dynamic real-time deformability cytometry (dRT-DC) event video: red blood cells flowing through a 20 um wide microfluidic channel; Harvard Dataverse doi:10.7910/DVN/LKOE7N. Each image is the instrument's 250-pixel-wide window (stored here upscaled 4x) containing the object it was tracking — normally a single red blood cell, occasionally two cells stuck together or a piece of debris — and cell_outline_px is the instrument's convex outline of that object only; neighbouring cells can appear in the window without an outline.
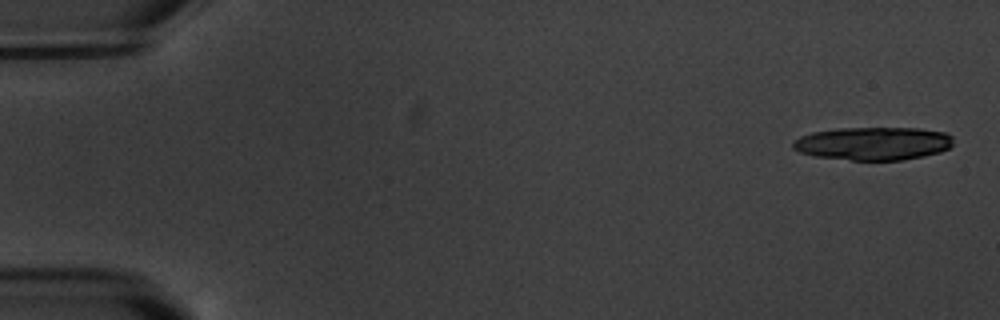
{"species": "common noctule bat (a hibernating species)", "species_latin": "Nyctalus noctula", "temperature_condition": "warm", "stored_images_in_passage": 6, "camera_frame_rate_fps": 3000, "um_per_image_px": 0.085, "animal": {"sex": "male", "body_mass_g": 20.1, "forearm_length_mm": 53.5}, "frame": {"image": 1, "passage_image": 1, "time_ms": 0.0, "image_size_px": [1000, 320], "cell_outline_px": [[952, 144], [948, 148], [940, 152], [924, 156], [904, 160], [852, 160], [812, 156], [800, 152], [792, 148], [792, 140], [800, 136], [812, 132], [836, 128], [920, 128], [944, 132], [952, 136]], "centroid_in_image_um": [74.19, 12.19], "position_along_channel_um": 10.8, "area_um2": 31.21}}
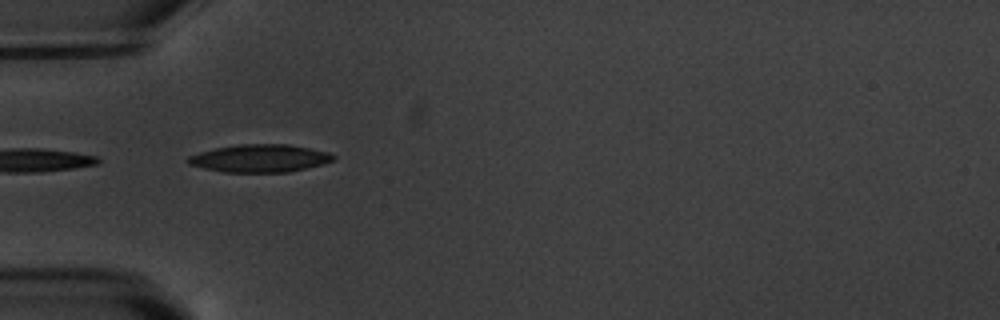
{"frame": {"image": 2, "passage_image": 5, "time_ms": 5.667, "image_size_px": [1000, 320], "cell_outline_px": [[336, 160], [324, 164], [288, 172], [224, 172], [204, 168], [188, 164], [184, 160], [188, 156], [200, 152], [216, 148], [236, 144], [288, 144], [328, 152], [336, 156]], "centroid_in_image_um": [22.08, 13.45], "position_along_channel_um": 62.9, "area_um2": 23.58}}